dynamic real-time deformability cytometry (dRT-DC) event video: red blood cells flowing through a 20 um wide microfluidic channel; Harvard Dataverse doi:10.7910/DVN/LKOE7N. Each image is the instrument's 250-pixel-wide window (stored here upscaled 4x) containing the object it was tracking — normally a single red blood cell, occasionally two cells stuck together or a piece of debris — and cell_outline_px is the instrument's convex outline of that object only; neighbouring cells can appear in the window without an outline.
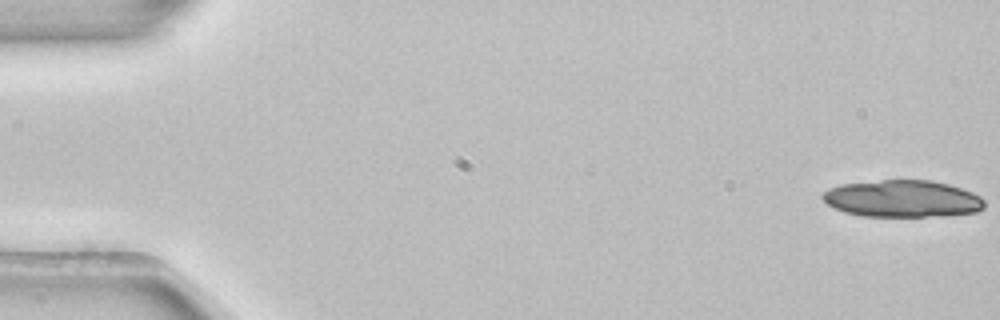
{"species": "common noctule bat (a hibernating species)", "species_latin": "Nyctalus noctula", "temperature_condition": "room temperature", "stored_images_in_passage": 6, "camera_frame_rate_fps": 3000, "um_per_image_px": 0.085, "animal": {"sex": "female", "body_mass_g": 22.7, "forearm_length_mm": 54.2}, "frame": {"image": 1, "passage_image": 1, "time_ms": 0.0, "image_size_px": [1000, 320], "cell_outline_px": [[984, 208], [976, 212], [948, 216], [860, 216], [844, 212], [828, 204], [820, 196], [824, 192], [840, 184], [880, 180], [932, 180], [948, 184], [972, 192], [980, 196], [984, 200]], "centroid_in_image_um": [76.73, 16.89], "position_along_channel_um": 8.3, "area_um2": 34.97}}
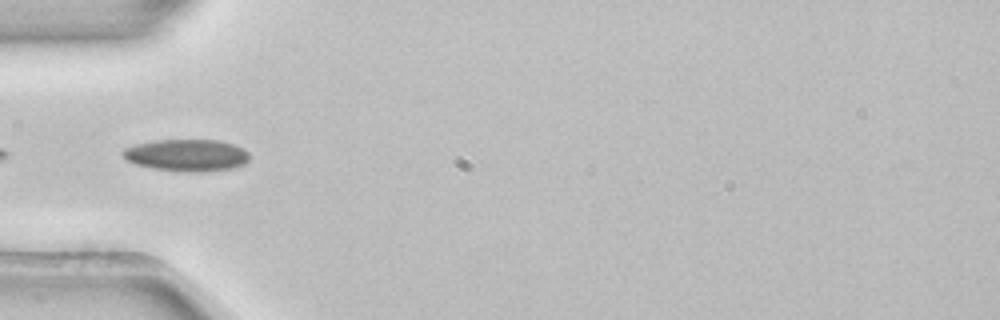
{"frame": {"image": 2, "passage_image": 5, "time_ms": 1.333, "image_size_px": [1000, 320], "cell_outline_px": [[248, 160], [244, 164], [232, 168], [196, 172], [188, 172], [152, 168], [136, 164], [128, 160], [120, 152], [124, 148], [136, 144], [156, 140], [220, 140], [244, 148], [248, 152]], "centroid_in_image_um": [15.87, 13.18], "position_along_channel_um": 69.1, "area_um2": 23.47}}